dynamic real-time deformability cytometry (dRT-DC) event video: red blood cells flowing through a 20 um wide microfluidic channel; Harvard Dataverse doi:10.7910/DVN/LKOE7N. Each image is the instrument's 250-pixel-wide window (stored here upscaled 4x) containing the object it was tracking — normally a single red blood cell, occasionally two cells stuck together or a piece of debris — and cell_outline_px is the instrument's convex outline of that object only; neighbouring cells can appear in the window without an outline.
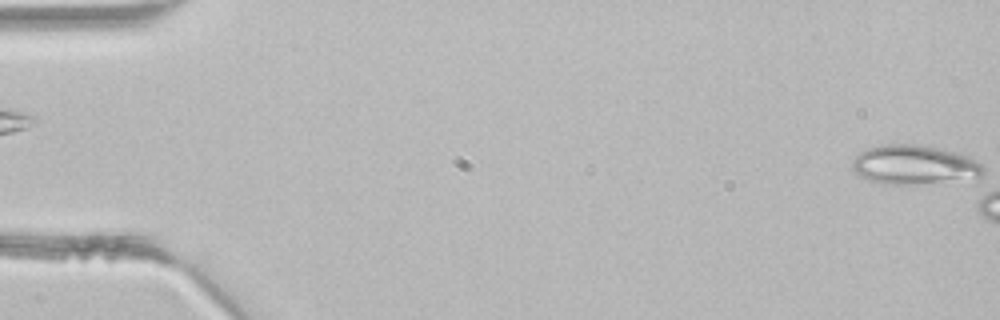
{"species": "common noctule bat (a hibernating species)", "species_latin": "Nyctalus noctula", "temperature_condition": "room temperature", "stored_images_in_passage": 5, "camera_frame_rate_fps": 3000, "um_per_image_px": 0.085, "animal": {"sex": "male", "body_mass_g": 21.5, "forearm_length_mm": 52.0}, "frame": {"image": 1, "passage_image": 1, "time_ms": 0.0, "image_size_px": [1000, 320], "cell_outline_px": [[984, 172], [980, 180], [908, 184], [884, 184], [868, 180], [860, 176], [852, 168], [852, 160], [860, 152], [868, 148], [884, 144], [920, 144], [956, 152], [980, 160], [984, 168]], "centroid_in_image_um": [77.81, 14.02], "position_along_channel_um": 7.2, "area_um2": 30.63}}